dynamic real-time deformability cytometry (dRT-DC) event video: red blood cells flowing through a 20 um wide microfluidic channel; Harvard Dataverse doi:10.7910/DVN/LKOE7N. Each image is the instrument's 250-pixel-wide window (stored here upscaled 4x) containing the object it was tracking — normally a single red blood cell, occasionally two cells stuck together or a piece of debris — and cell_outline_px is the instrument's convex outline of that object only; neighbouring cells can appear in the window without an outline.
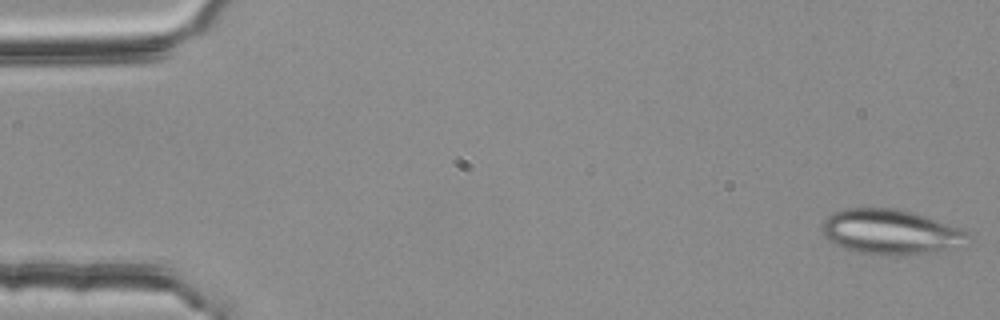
{"species": "common noctule bat (a hibernating species)", "species_latin": "Nyctalus noctula", "temperature_condition": "room temperature", "stored_images_in_passage": 53, "camera_frame_rate_fps": 3000, "um_per_image_px": 0.085, "animal": {"sex": "female", "body_mass_g": 25.1}, "frame": {"image": 1, "passage_image": 1, "time_ms": 0.0, "image_size_px": [1000, 320], "cell_outline_px": [[968, 232], [964, 236], [936, 252], [904, 256], [860, 252], [844, 248], [828, 240], [824, 236], [820, 228], [824, 220], [832, 212], [844, 208], [896, 208], [912, 212], [936, 220]], "centroid_in_image_um": [75.49, 19.68], "position_along_channel_um": 9.5, "area_um2": 36.99}}
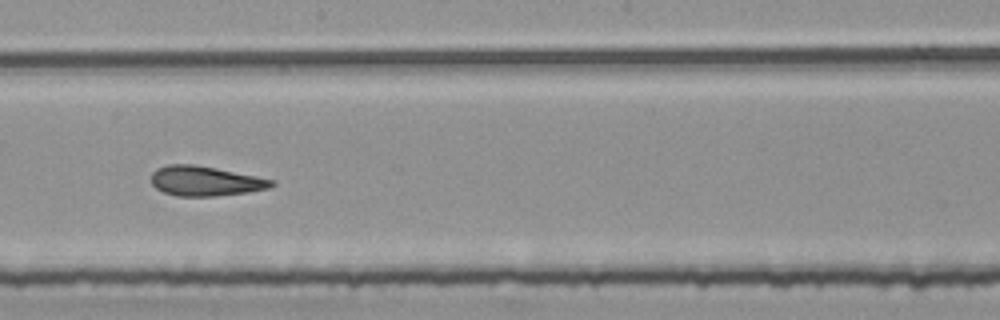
{"frame": {"image": 2, "passage_image": 30, "time_ms": 9.667, "image_size_px": [1000, 320], "cell_outline_px": [[276, 184], [268, 188], [248, 192], [216, 196], [176, 196], [164, 192], [156, 188], [152, 184], [152, 172], [156, 168], [168, 164], [196, 164], [276, 180]], "centroid_in_image_um": [17.45, 15.38], "position_along_channel_um": 230.8, "area_um2": 20.98}}
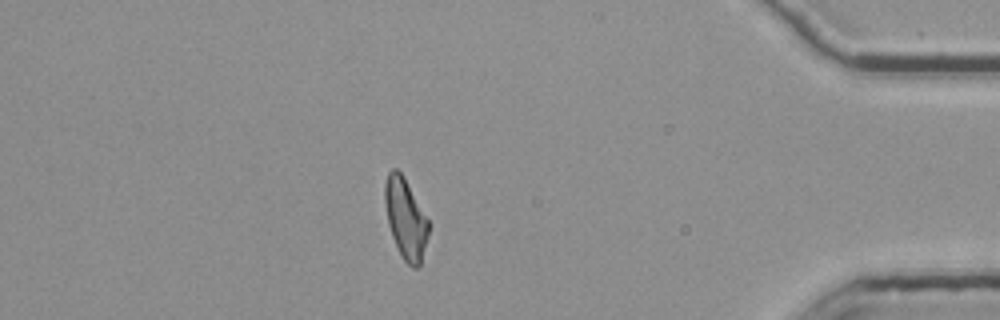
{"frame": {"image": 3, "passage_image": 47, "time_ms": 15.333, "image_size_px": [1000, 320], "cell_outline_px": [[428, 236], [420, 264], [416, 268], [412, 268], [404, 260], [392, 236], [388, 224], [384, 200], [384, 184], [388, 172], [392, 168], [396, 168], [404, 176], [428, 220]], "centroid_in_image_um": [34.45, 18.55], "position_along_channel_um": 400.7, "area_um2": 20.23}, "authors_computed_cell_mechanics": {"area_um2": 21.097, "velocity_mm_per_s": 3.775, "shape_relaxation_time_tau1_ms": null, "shape_relaxation_time_tau2_ms": 2.9569, "deformation_change_tau1": null, "deformation_change_tau2": 0.1336}}